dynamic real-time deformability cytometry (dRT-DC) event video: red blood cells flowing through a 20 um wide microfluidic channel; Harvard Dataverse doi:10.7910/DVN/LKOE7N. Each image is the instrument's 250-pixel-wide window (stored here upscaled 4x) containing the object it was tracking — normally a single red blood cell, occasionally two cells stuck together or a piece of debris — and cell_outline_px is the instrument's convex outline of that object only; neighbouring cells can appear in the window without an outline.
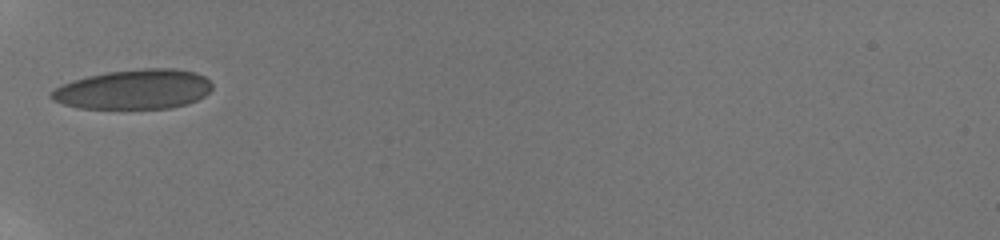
{"species": "human", "species_latin": "Homo sapiens", "temperature_condition": "room temperature", "stored_images_in_passage": 34, "camera_frame_rate_fps": 3000, "um_per_image_px": 0.085, "donor": {"sex": "male"}, "frame": {"image": 1, "passage_image": 1, "time_ms": 0.0, "image_size_px": [1000, 240], "cell_outline_px": [[212, 88], [204, 96], [196, 100], [172, 108], [80, 108], [64, 104], [52, 100], [48, 96], [56, 88], [72, 80], [88, 76], [108, 72], [144, 68], [172, 68], [196, 72], [204, 76], [212, 84]], "centroid_in_image_um": [11.39, 7.59], "position_along_channel_um": 73.6, "area_um2": 36.99}}
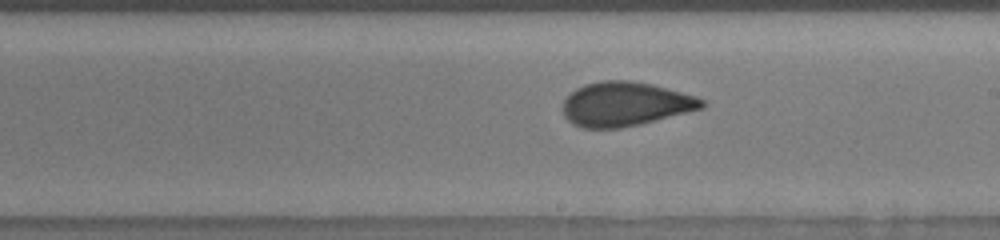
{"frame": {"image": 2, "passage_image": 14, "time_ms": 4.333, "image_size_px": [1000, 240], "cell_outline_px": [[704, 108], [640, 124], [620, 128], [584, 128], [572, 124], [564, 116], [564, 100], [576, 88], [584, 84], [600, 80], [628, 80], [652, 84], [696, 96], [704, 100]], "centroid_in_image_um": [53.14, 8.84], "position_along_channel_um": 235.9, "area_um2": 35.72}}
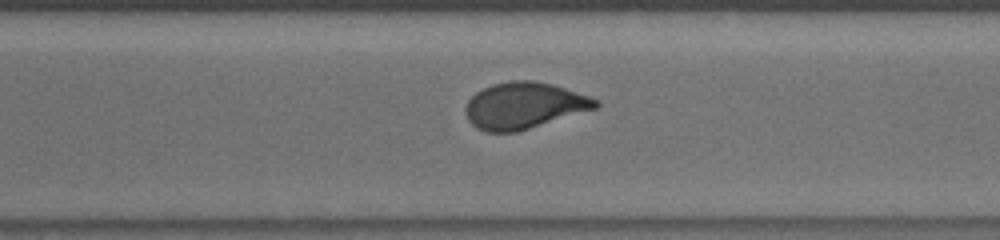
{"frame": {"image": 3, "passage_image": 21, "time_ms": 6.667, "image_size_px": [1000, 240], "cell_outline_px": [[600, 104], [596, 108], [516, 132], [488, 132], [476, 128], [468, 120], [464, 108], [468, 100], [476, 92], [492, 84], [508, 80], [532, 80], [552, 84], [600, 100]], "centroid_in_image_um": [44.51, 8.96], "position_along_channel_um": 326.1, "area_um2": 35.03}, "authors_computed_cell_mechanics": {"area_um2": 35.4892, "velocity_mm_per_s": 3.8772, "shape_relaxation_time_tau1_ms": 8.7521, "shape_relaxation_time_tau2_ms": 1.0291, "deformation_change_tau1": 0.1892, "deformation_change_tau2": 0.0641}}